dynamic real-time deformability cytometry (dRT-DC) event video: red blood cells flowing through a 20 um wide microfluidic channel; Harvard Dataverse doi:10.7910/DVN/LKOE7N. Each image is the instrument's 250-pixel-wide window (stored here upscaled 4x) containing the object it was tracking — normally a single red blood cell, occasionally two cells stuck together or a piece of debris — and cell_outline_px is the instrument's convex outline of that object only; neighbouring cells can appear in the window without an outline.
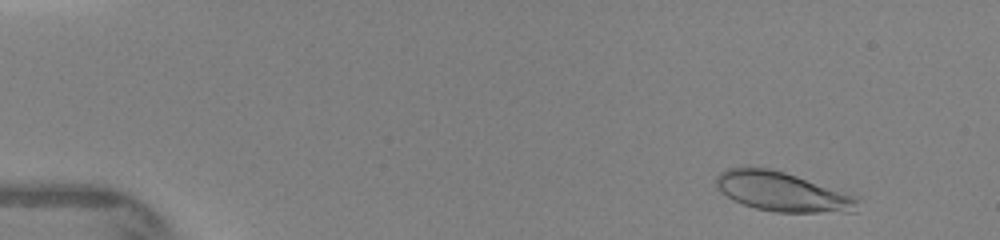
{"species": "human", "species_latin": "Homo sapiens", "temperature_condition": "warm", "stored_images_in_passage": 61, "camera_frame_rate_fps": 3000, "um_per_image_px": 0.085, "donor": {"sex": "female"}, "frame": {"image": 1, "passage_image": 5, "time_ms": 1.0, "image_size_px": [1000, 240], "cell_outline_px": [[856, 212], [776, 212], [756, 208], [732, 200], [720, 192], [716, 188], [716, 176], [720, 172], [728, 168], [768, 168], [784, 172], [856, 196]], "centroid_in_image_um": [66.43, 16.3], "position_along_channel_um": 18.6, "area_um2": 31.96}}
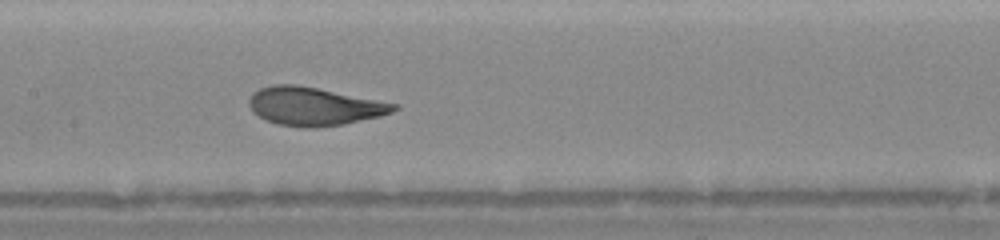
{"frame": {"image": 2, "passage_image": 32, "time_ms": 7.333, "image_size_px": [1000, 240], "cell_outline_px": [[400, 108], [392, 112], [380, 116], [344, 124], [316, 128], [300, 128], [280, 124], [268, 120], [252, 112], [248, 104], [248, 100], [252, 92], [260, 88], [272, 84], [296, 84], [396, 104]], "centroid_in_image_um": [26.65, 9.04], "position_along_channel_um": 180.8, "area_um2": 32.08}}
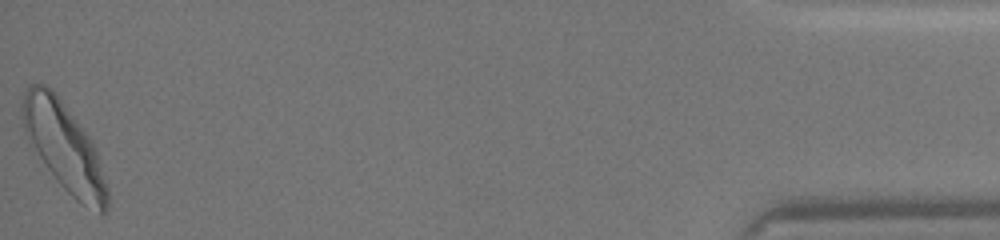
{"frame": {"image": 3, "passage_image": 60, "time_ms": 15.0, "image_size_px": [1000, 240], "cell_outline_px": [[108, 212], [100, 216], [76, 200], [56, 180], [28, 140], [20, 116], [20, 104], [24, 92], [28, 84], [44, 84], [52, 88], [56, 92], [92, 140], [108, 188]], "centroid_in_image_um": [5.44, 12.47], "position_along_channel_um": 429.8, "area_um2": 43.87}}